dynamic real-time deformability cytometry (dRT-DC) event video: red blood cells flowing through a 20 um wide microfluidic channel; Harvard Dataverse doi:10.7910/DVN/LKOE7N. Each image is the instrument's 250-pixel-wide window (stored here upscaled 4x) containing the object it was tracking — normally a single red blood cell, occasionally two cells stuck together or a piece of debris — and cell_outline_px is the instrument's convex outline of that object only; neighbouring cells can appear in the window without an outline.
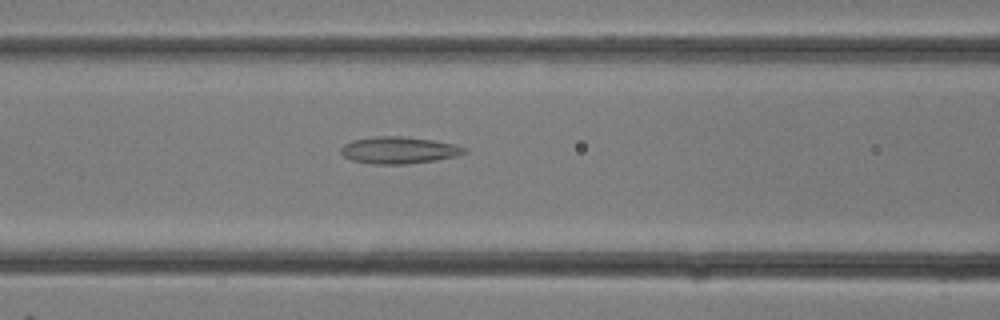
{"species": "common noctule bat (a hibernating species)", "species_latin": "Nyctalus noctula", "temperature_condition": "room temperature", "stored_images_in_passage": 6, "camera_frame_rate_fps": 3000, "um_per_image_px": 0.085, "animal": {"sex": "female"}, "frame": {"image": 1, "passage_image": 4, "time_ms": 1.0, "image_size_px": [1000, 320], "cell_outline_px": [[468, 152], [456, 156], [436, 160], [408, 164], [372, 164], [352, 160], [344, 156], [340, 152], [340, 148], [344, 144], [352, 140], [372, 136], [400, 136], [436, 140], [456, 144], [468, 148]], "centroid_in_image_um": [33.93, 12.76], "position_along_channel_um": 132.7, "area_um2": 19.65}}
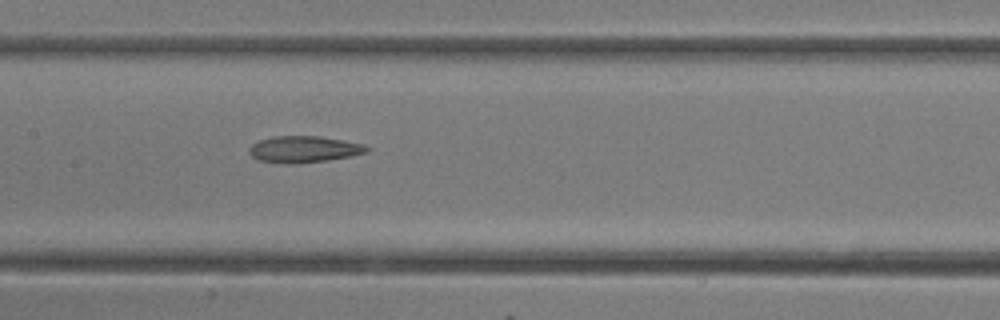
{"frame": {"image": 2, "passage_image": 6, "time_ms": 1.667, "image_size_px": [1000, 320], "cell_outline_px": [[372, 148], [368, 152], [352, 156], [328, 160], [296, 164], [284, 164], [256, 160], [248, 152], [248, 148], [252, 144], [260, 140], [272, 136], [320, 136], [364, 144]], "centroid_in_image_um": [25.83, 12.7], "position_along_channel_um": 181.6, "area_um2": 18.5}}